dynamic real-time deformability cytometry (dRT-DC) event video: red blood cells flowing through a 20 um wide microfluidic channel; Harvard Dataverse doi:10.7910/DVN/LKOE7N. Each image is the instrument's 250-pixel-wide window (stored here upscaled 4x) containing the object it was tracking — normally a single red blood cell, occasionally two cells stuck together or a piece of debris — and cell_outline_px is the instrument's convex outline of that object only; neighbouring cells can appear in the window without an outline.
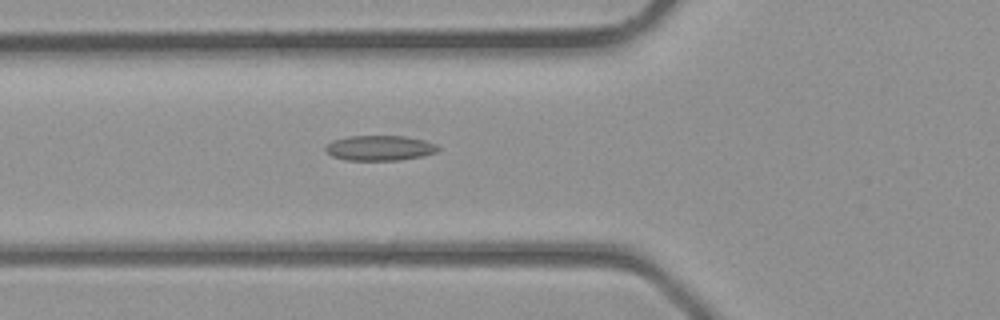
{"species": "common noctule bat (a hibernating species)", "species_latin": "Nyctalus noctula", "temperature_condition": "room temperature", "stored_images_in_passage": 39, "camera_frame_rate_fps": 3000, "um_per_image_px": 0.085, "animal": {"sex": "male", "body_mass_g": 23.1, "forearm_length_mm": 52.7}, "frame": {"image": 1, "passage_image": 15, "time_ms": 4.667, "image_size_px": [1000, 320], "cell_outline_px": [[440, 148], [436, 152], [424, 156], [400, 160], [348, 160], [332, 156], [324, 148], [332, 140], [348, 136], [404, 136], [424, 140], [436, 144]], "centroid_in_image_um": [32.3, 12.58], "position_along_channel_um": 93.5, "area_um2": 16.47}}
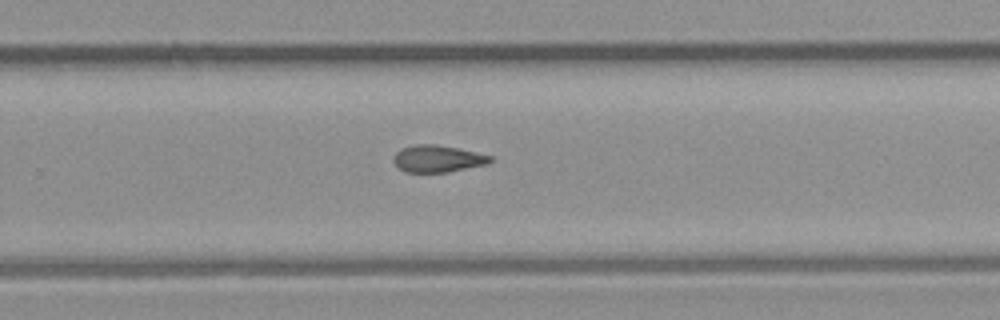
{"frame": {"image": 2, "passage_image": 26, "time_ms": 8.333, "image_size_px": [1000, 320], "cell_outline_px": [[496, 160], [488, 164], [448, 172], [404, 172], [392, 160], [392, 156], [400, 148], [416, 144], [436, 144], [456, 148], [492, 156]], "centroid_in_image_um": [37.2, 13.49], "position_along_channel_um": 292.6, "area_um2": 15.32}}
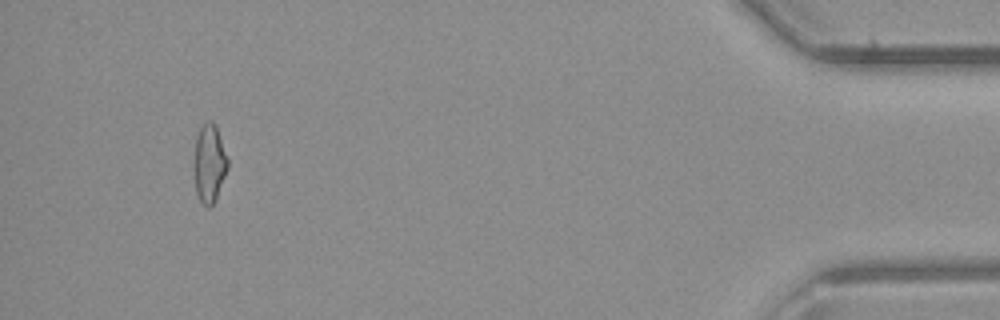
{"frame": {"image": 3, "passage_image": 37, "time_ms": 12.0, "image_size_px": [1000, 320], "cell_outline_px": [[228, 168], [216, 200], [208, 208], [200, 200], [196, 192], [196, 136], [200, 124], [208, 120], [212, 120], [216, 124], [228, 160]], "centroid_in_image_um": [17.83, 13.84], "position_along_channel_um": 417.4, "area_um2": 15.09}}